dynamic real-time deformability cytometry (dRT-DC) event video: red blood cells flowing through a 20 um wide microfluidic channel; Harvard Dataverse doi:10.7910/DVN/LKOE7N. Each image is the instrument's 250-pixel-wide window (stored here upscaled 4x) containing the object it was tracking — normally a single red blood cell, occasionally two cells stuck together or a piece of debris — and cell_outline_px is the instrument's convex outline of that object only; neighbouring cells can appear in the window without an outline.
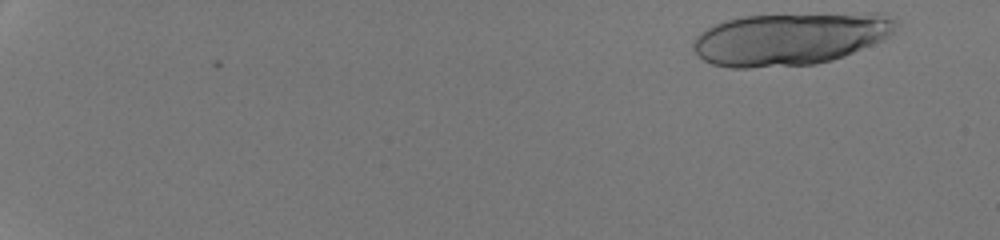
{"species": "human", "species_latin": "Homo sapiens", "temperature_condition": "room temperature", "stored_images_in_passage": 22, "camera_frame_rate_fps": 3000, "um_per_image_px": 0.085, "donor": {"sex": "male"}, "frame": {"image": 1, "passage_image": 2, "time_ms": 0.333, "image_size_px": [1000, 240], "cell_outline_px": [[900, 24], [884, 40], [844, 56], [832, 60], [816, 64], [748, 68], [728, 68], [712, 64], [704, 60], [692, 48], [692, 40], [700, 32], [724, 20], [744, 16], [868, 12], [884, 12], [896, 16], [900, 20]], "centroid_in_image_um": [67.24, 3.27], "position_along_channel_um": 17.8, "area_um2": 63.06}}